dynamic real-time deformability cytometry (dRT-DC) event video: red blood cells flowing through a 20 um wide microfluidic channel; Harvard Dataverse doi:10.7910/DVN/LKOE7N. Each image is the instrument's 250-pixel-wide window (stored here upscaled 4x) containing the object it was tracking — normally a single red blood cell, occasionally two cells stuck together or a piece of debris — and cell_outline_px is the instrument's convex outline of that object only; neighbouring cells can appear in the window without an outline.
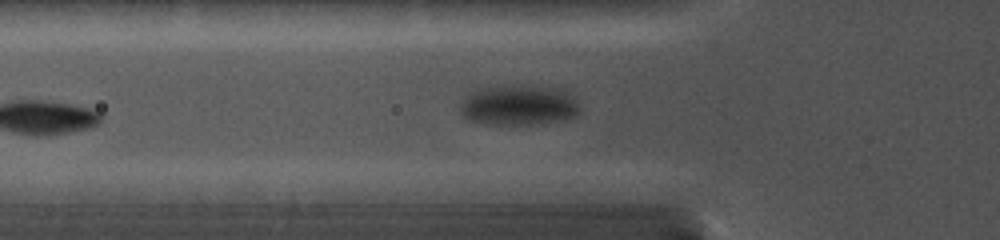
{"species": "common noctule bat (a hibernating species)", "species_latin": "Nyctalus noctula", "temperature_condition": "cold", "stored_images_in_passage": 27, "camera_frame_rate_fps": 5000, "um_per_image_px": 0.085, "animal": {"sex": "female", "body_mass_g": 19.0, "forearm_length_mm": 56.7}, "frame": {"image": 1, "passage_image": 3, "time_ms": 1.0, "image_size_px": [1000, 240], "cell_outline_px": [[580, 112], [576, 116], [564, 120], [532, 124], [492, 124], [468, 120], [460, 112], [460, 104], [468, 92], [476, 88], [500, 84], [520, 84], [564, 88], [576, 100], [580, 108]], "centroid_in_image_um": [44.09, 8.89], "position_along_channel_um": 81.7, "area_um2": 29.02}}
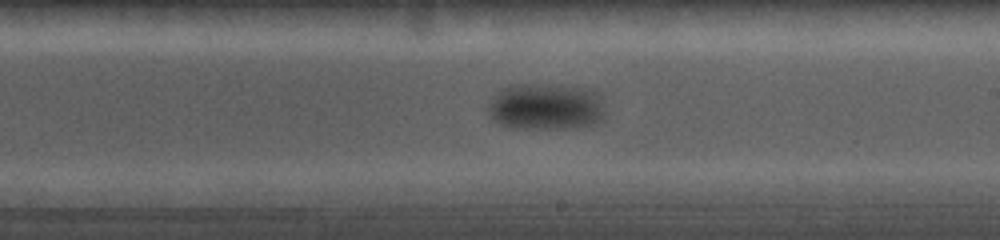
{"frame": {"image": 2, "passage_image": 12, "time_ms": 5.4, "image_size_px": [1000, 240], "cell_outline_px": [[604, 116], [596, 124], [560, 128], [512, 128], [500, 124], [492, 120], [484, 108], [492, 96], [504, 88], [512, 84], [528, 84], [580, 88], [600, 92], [604, 112]], "centroid_in_image_um": [46.33, 9.08], "position_along_channel_um": 242.7, "area_um2": 31.85}}
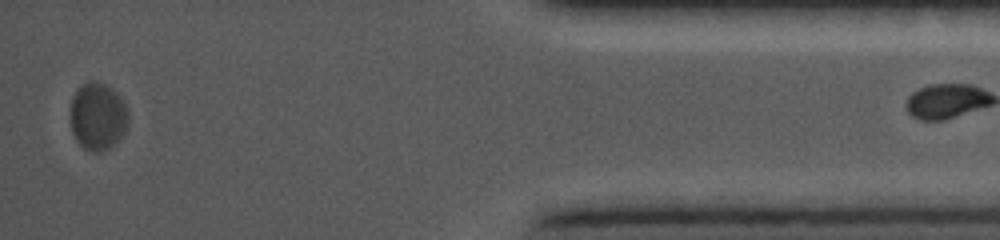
{"frame": {"image": 3, "passage_image": 25, "time_ms": 11.8, "image_size_px": [1000, 240], "cell_outline_px": [[128, 124], [124, 132], [108, 148], [100, 152], [96, 152], [84, 148], [76, 140], [72, 132], [72, 96], [76, 88], [80, 84], [88, 80], [96, 80], [112, 88], [124, 100], [128, 108]], "centroid_in_image_um": [8.32, 9.83], "position_along_channel_um": 426.9, "area_um2": 22.83}}